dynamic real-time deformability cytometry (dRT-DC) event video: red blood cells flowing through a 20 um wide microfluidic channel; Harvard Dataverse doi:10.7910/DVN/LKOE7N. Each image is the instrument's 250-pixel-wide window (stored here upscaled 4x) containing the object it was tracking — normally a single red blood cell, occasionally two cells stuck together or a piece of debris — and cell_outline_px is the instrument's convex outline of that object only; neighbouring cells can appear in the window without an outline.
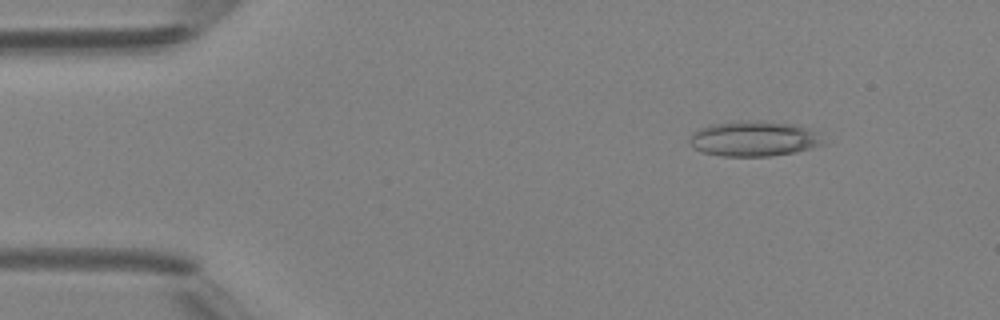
{"species": "Egyptian fruit bat (a non-hibernating species)", "species_latin": "Rousettus aegyptiacus", "temperature_condition": "room temperature", "stored_images_in_passage": 4, "camera_frame_rate_fps": 3000, "um_per_image_px": 0.085, "animal": {"sex": "female"}, "frame": {"image": 1, "passage_image": 2, "time_ms": 1.0, "image_size_px": [1000, 320], "cell_outline_px": [[824, 144], [796, 152], [772, 156], [724, 156], [704, 152], [692, 148], [688, 140], [692, 132], [700, 128], [712, 124], [740, 120], [764, 120], [796, 124], [808, 128]], "centroid_in_image_um": [64.01, 11.78], "position_along_channel_um": 21.0, "area_um2": 27.46}}